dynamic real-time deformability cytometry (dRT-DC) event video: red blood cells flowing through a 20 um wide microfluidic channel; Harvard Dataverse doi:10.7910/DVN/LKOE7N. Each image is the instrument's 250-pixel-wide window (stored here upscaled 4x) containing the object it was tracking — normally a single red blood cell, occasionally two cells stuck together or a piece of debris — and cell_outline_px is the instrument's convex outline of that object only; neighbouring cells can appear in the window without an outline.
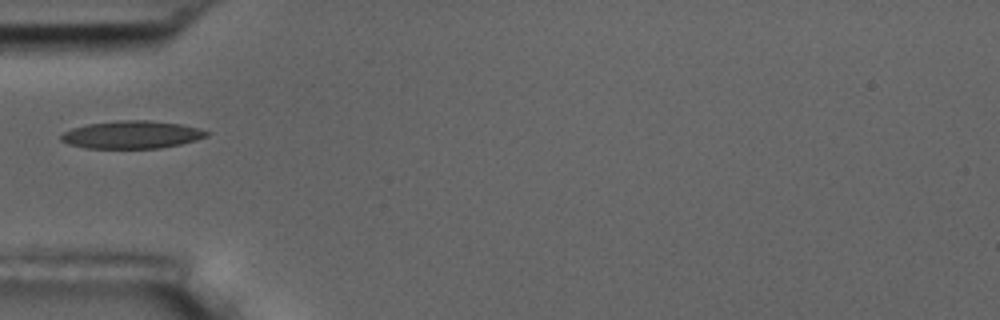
{"species": "common noctule bat (a hibernating species)", "species_latin": "Nyctalus noctula", "temperature_condition": "room temperature", "stored_images_in_passage": 1, "camera_frame_rate_fps": 3000, "um_per_image_px": 0.085, "animal": {"sex": "male", "body_mass_g": 17.5, "forearm_length_mm": 52.3}, "frame": {"image": 1, "passage_image": 1, "time_ms": 0.0, "image_size_px": [1000, 320], "cell_outline_px": [[212, 132], [208, 136], [196, 140], [180, 144], [160, 148], [84, 148], [68, 144], [60, 140], [60, 136], [64, 132], [72, 128], [88, 124], [116, 120], [148, 120], [180, 124]], "centroid_in_image_um": [11.19, 11.45], "position_along_channel_um": 73.8, "area_um2": 23.52}}